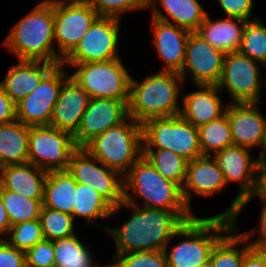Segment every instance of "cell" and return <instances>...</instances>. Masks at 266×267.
Segmentation results:
<instances>
[{"instance_id":"obj_1","label":"cell","mask_w":266,"mask_h":267,"mask_svg":"<svg viewBox=\"0 0 266 267\" xmlns=\"http://www.w3.org/2000/svg\"><path fill=\"white\" fill-rule=\"evenodd\" d=\"M131 209L128 221L119 227L104 226L115 243L113 255H123L142 251H164L174 238V233L183 225L184 221L173 211L142 207L125 201L113 207L111 216L124 209Z\"/></svg>"},{"instance_id":"obj_2","label":"cell","mask_w":266,"mask_h":267,"mask_svg":"<svg viewBox=\"0 0 266 267\" xmlns=\"http://www.w3.org/2000/svg\"><path fill=\"white\" fill-rule=\"evenodd\" d=\"M54 42V1L41 0L14 24L3 45L17 60L60 65Z\"/></svg>"},{"instance_id":"obj_3","label":"cell","mask_w":266,"mask_h":267,"mask_svg":"<svg viewBox=\"0 0 266 267\" xmlns=\"http://www.w3.org/2000/svg\"><path fill=\"white\" fill-rule=\"evenodd\" d=\"M123 183L126 203H135L134 198L138 196L144 199L142 207L171 210L184 222L197 216L186 206L182 189L165 179L144 155L123 176Z\"/></svg>"},{"instance_id":"obj_4","label":"cell","mask_w":266,"mask_h":267,"mask_svg":"<svg viewBox=\"0 0 266 267\" xmlns=\"http://www.w3.org/2000/svg\"><path fill=\"white\" fill-rule=\"evenodd\" d=\"M182 82L179 73L162 70L148 75L141 82L131 78L129 117L142 124L155 117L180 115L178 98Z\"/></svg>"},{"instance_id":"obj_5","label":"cell","mask_w":266,"mask_h":267,"mask_svg":"<svg viewBox=\"0 0 266 267\" xmlns=\"http://www.w3.org/2000/svg\"><path fill=\"white\" fill-rule=\"evenodd\" d=\"M234 226V220L223 216L194 217L174 233L181 241L165 248L167 267H198L209 260L216 243Z\"/></svg>"},{"instance_id":"obj_6","label":"cell","mask_w":266,"mask_h":267,"mask_svg":"<svg viewBox=\"0 0 266 267\" xmlns=\"http://www.w3.org/2000/svg\"><path fill=\"white\" fill-rule=\"evenodd\" d=\"M83 148L106 167L124 176L143 155L142 125L128 117L94 137Z\"/></svg>"},{"instance_id":"obj_7","label":"cell","mask_w":266,"mask_h":267,"mask_svg":"<svg viewBox=\"0 0 266 267\" xmlns=\"http://www.w3.org/2000/svg\"><path fill=\"white\" fill-rule=\"evenodd\" d=\"M141 125L143 149H169L188 161L203 155L198 127L181 115L155 117Z\"/></svg>"},{"instance_id":"obj_8","label":"cell","mask_w":266,"mask_h":267,"mask_svg":"<svg viewBox=\"0 0 266 267\" xmlns=\"http://www.w3.org/2000/svg\"><path fill=\"white\" fill-rule=\"evenodd\" d=\"M63 66L75 71L70 77L89 94L90 98L129 101L132 75L128 73L120 58Z\"/></svg>"},{"instance_id":"obj_9","label":"cell","mask_w":266,"mask_h":267,"mask_svg":"<svg viewBox=\"0 0 266 267\" xmlns=\"http://www.w3.org/2000/svg\"><path fill=\"white\" fill-rule=\"evenodd\" d=\"M251 149L232 145L216 152L213 157L224 174L226 183H240L239 193L223 213V216L237 220L242 201L253 196L258 190L261 157L251 158Z\"/></svg>"},{"instance_id":"obj_10","label":"cell","mask_w":266,"mask_h":267,"mask_svg":"<svg viewBox=\"0 0 266 267\" xmlns=\"http://www.w3.org/2000/svg\"><path fill=\"white\" fill-rule=\"evenodd\" d=\"M78 149L73 135L51 126L29 127L28 163L47 172L68 170L71 155Z\"/></svg>"},{"instance_id":"obj_11","label":"cell","mask_w":266,"mask_h":267,"mask_svg":"<svg viewBox=\"0 0 266 267\" xmlns=\"http://www.w3.org/2000/svg\"><path fill=\"white\" fill-rule=\"evenodd\" d=\"M99 17L87 0L54 1V37L63 61Z\"/></svg>"},{"instance_id":"obj_12","label":"cell","mask_w":266,"mask_h":267,"mask_svg":"<svg viewBox=\"0 0 266 267\" xmlns=\"http://www.w3.org/2000/svg\"><path fill=\"white\" fill-rule=\"evenodd\" d=\"M120 23L119 18L99 16L74 50L62 61V65L105 62L120 58Z\"/></svg>"},{"instance_id":"obj_13","label":"cell","mask_w":266,"mask_h":267,"mask_svg":"<svg viewBox=\"0 0 266 267\" xmlns=\"http://www.w3.org/2000/svg\"><path fill=\"white\" fill-rule=\"evenodd\" d=\"M261 66L264 65L239 51L225 54L222 74L217 84L219 90L222 92L225 88L232 103H260Z\"/></svg>"},{"instance_id":"obj_14","label":"cell","mask_w":266,"mask_h":267,"mask_svg":"<svg viewBox=\"0 0 266 267\" xmlns=\"http://www.w3.org/2000/svg\"><path fill=\"white\" fill-rule=\"evenodd\" d=\"M67 171L77 183L89 185L113 207L124 202L123 176L106 167L84 148H78L71 155Z\"/></svg>"},{"instance_id":"obj_15","label":"cell","mask_w":266,"mask_h":267,"mask_svg":"<svg viewBox=\"0 0 266 267\" xmlns=\"http://www.w3.org/2000/svg\"><path fill=\"white\" fill-rule=\"evenodd\" d=\"M62 64L57 65L28 96L16 104V119L26 126H49L54 105L68 77Z\"/></svg>"},{"instance_id":"obj_16","label":"cell","mask_w":266,"mask_h":267,"mask_svg":"<svg viewBox=\"0 0 266 267\" xmlns=\"http://www.w3.org/2000/svg\"><path fill=\"white\" fill-rule=\"evenodd\" d=\"M225 54L211 46L195 32L187 40L184 65L179 75L183 82L186 75L197 85H217L219 83Z\"/></svg>"},{"instance_id":"obj_17","label":"cell","mask_w":266,"mask_h":267,"mask_svg":"<svg viewBox=\"0 0 266 267\" xmlns=\"http://www.w3.org/2000/svg\"><path fill=\"white\" fill-rule=\"evenodd\" d=\"M129 101L90 98L77 132L73 135L78 148H83L94 137L124 122L128 117Z\"/></svg>"},{"instance_id":"obj_18","label":"cell","mask_w":266,"mask_h":267,"mask_svg":"<svg viewBox=\"0 0 266 267\" xmlns=\"http://www.w3.org/2000/svg\"><path fill=\"white\" fill-rule=\"evenodd\" d=\"M259 103H227L225 113L231 127L234 145L246 147H260L261 156L266 145V117L258 108Z\"/></svg>"},{"instance_id":"obj_19","label":"cell","mask_w":266,"mask_h":267,"mask_svg":"<svg viewBox=\"0 0 266 267\" xmlns=\"http://www.w3.org/2000/svg\"><path fill=\"white\" fill-rule=\"evenodd\" d=\"M226 186L224 174L213 156L202 155L188 161L182 197L190 211L193 212L191 209L192 192L201 197H210L222 192Z\"/></svg>"},{"instance_id":"obj_20","label":"cell","mask_w":266,"mask_h":267,"mask_svg":"<svg viewBox=\"0 0 266 267\" xmlns=\"http://www.w3.org/2000/svg\"><path fill=\"white\" fill-rule=\"evenodd\" d=\"M90 100L89 94L70 76L59 92L50 120L51 127L74 135Z\"/></svg>"},{"instance_id":"obj_21","label":"cell","mask_w":266,"mask_h":267,"mask_svg":"<svg viewBox=\"0 0 266 267\" xmlns=\"http://www.w3.org/2000/svg\"><path fill=\"white\" fill-rule=\"evenodd\" d=\"M151 32L154 38V47L165 67L162 71H173L179 73L185 61L187 40L190 31L151 17Z\"/></svg>"},{"instance_id":"obj_22","label":"cell","mask_w":266,"mask_h":267,"mask_svg":"<svg viewBox=\"0 0 266 267\" xmlns=\"http://www.w3.org/2000/svg\"><path fill=\"white\" fill-rule=\"evenodd\" d=\"M197 91L182 96L180 115L195 127L216 120L225 114L217 85H197Z\"/></svg>"},{"instance_id":"obj_23","label":"cell","mask_w":266,"mask_h":267,"mask_svg":"<svg viewBox=\"0 0 266 267\" xmlns=\"http://www.w3.org/2000/svg\"><path fill=\"white\" fill-rule=\"evenodd\" d=\"M57 65L43 61L18 60L16 65L9 66L8 73L0 85L17 104L34 91Z\"/></svg>"},{"instance_id":"obj_24","label":"cell","mask_w":266,"mask_h":267,"mask_svg":"<svg viewBox=\"0 0 266 267\" xmlns=\"http://www.w3.org/2000/svg\"><path fill=\"white\" fill-rule=\"evenodd\" d=\"M209 17L207 14L195 33L224 54L239 51L247 20L227 16L213 21Z\"/></svg>"},{"instance_id":"obj_25","label":"cell","mask_w":266,"mask_h":267,"mask_svg":"<svg viewBox=\"0 0 266 267\" xmlns=\"http://www.w3.org/2000/svg\"><path fill=\"white\" fill-rule=\"evenodd\" d=\"M47 175V171L31 163L7 165L0 175V185L26 198L43 200Z\"/></svg>"},{"instance_id":"obj_26","label":"cell","mask_w":266,"mask_h":267,"mask_svg":"<svg viewBox=\"0 0 266 267\" xmlns=\"http://www.w3.org/2000/svg\"><path fill=\"white\" fill-rule=\"evenodd\" d=\"M158 2L167 16L157 7ZM148 8H152L150 11L153 18L172 23L190 32H195L207 15V11L198 0H148Z\"/></svg>"},{"instance_id":"obj_27","label":"cell","mask_w":266,"mask_h":267,"mask_svg":"<svg viewBox=\"0 0 266 267\" xmlns=\"http://www.w3.org/2000/svg\"><path fill=\"white\" fill-rule=\"evenodd\" d=\"M77 182L67 170L50 171L44 184L43 206L73 216Z\"/></svg>"},{"instance_id":"obj_28","label":"cell","mask_w":266,"mask_h":267,"mask_svg":"<svg viewBox=\"0 0 266 267\" xmlns=\"http://www.w3.org/2000/svg\"><path fill=\"white\" fill-rule=\"evenodd\" d=\"M29 127L17 119L0 124V157L5 166L28 163Z\"/></svg>"},{"instance_id":"obj_29","label":"cell","mask_w":266,"mask_h":267,"mask_svg":"<svg viewBox=\"0 0 266 267\" xmlns=\"http://www.w3.org/2000/svg\"><path fill=\"white\" fill-rule=\"evenodd\" d=\"M235 225L213 247L209 257L212 267L242 266L244 255L251 247L247 239L237 232ZM240 244L242 247L239 248Z\"/></svg>"},{"instance_id":"obj_30","label":"cell","mask_w":266,"mask_h":267,"mask_svg":"<svg viewBox=\"0 0 266 267\" xmlns=\"http://www.w3.org/2000/svg\"><path fill=\"white\" fill-rule=\"evenodd\" d=\"M53 249L55 267H97L94 254L76 234L53 240Z\"/></svg>"},{"instance_id":"obj_31","label":"cell","mask_w":266,"mask_h":267,"mask_svg":"<svg viewBox=\"0 0 266 267\" xmlns=\"http://www.w3.org/2000/svg\"><path fill=\"white\" fill-rule=\"evenodd\" d=\"M76 202L73 218L86 219L89 225L96 224L95 219L111 217L113 206L89 185L77 183L75 190Z\"/></svg>"},{"instance_id":"obj_32","label":"cell","mask_w":266,"mask_h":267,"mask_svg":"<svg viewBox=\"0 0 266 267\" xmlns=\"http://www.w3.org/2000/svg\"><path fill=\"white\" fill-rule=\"evenodd\" d=\"M143 155L165 179L182 189L186 181L188 160L169 149H143Z\"/></svg>"},{"instance_id":"obj_33","label":"cell","mask_w":266,"mask_h":267,"mask_svg":"<svg viewBox=\"0 0 266 267\" xmlns=\"http://www.w3.org/2000/svg\"><path fill=\"white\" fill-rule=\"evenodd\" d=\"M198 133L203 155L213 156L216 152L234 145L226 113L216 120L199 126Z\"/></svg>"},{"instance_id":"obj_34","label":"cell","mask_w":266,"mask_h":267,"mask_svg":"<svg viewBox=\"0 0 266 267\" xmlns=\"http://www.w3.org/2000/svg\"><path fill=\"white\" fill-rule=\"evenodd\" d=\"M0 197L7 211L11 226L39 219L43 200L26 198L17 192L5 190L1 185Z\"/></svg>"},{"instance_id":"obj_35","label":"cell","mask_w":266,"mask_h":267,"mask_svg":"<svg viewBox=\"0 0 266 267\" xmlns=\"http://www.w3.org/2000/svg\"><path fill=\"white\" fill-rule=\"evenodd\" d=\"M239 52L262 65L266 63V26L259 18L247 21Z\"/></svg>"},{"instance_id":"obj_36","label":"cell","mask_w":266,"mask_h":267,"mask_svg":"<svg viewBox=\"0 0 266 267\" xmlns=\"http://www.w3.org/2000/svg\"><path fill=\"white\" fill-rule=\"evenodd\" d=\"M39 220L45 240H56L76 234L72 215L42 205Z\"/></svg>"},{"instance_id":"obj_37","label":"cell","mask_w":266,"mask_h":267,"mask_svg":"<svg viewBox=\"0 0 266 267\" xmlns=\"http://www.w3.org/2000/svg\"><path fill=\"white\" fill-rule=\"evenodd\" d=\"M7 235L9 239L4 238V240L25 253L36 243L45 240L39 219L11 226Z\"/></svg>"},{"instance_id":"obj_38","label":"cell","mask_w":266,"mask_h":267,"mask_svg":"<svg viewBox=\"0 0 266 267\" xmlns=\"http://www.w3.org/2000/svg\"><path fill=\"white\" fill-rule=\"evenodd\" d=\"M105 267H167L164 251H142L114 255Z\"/></svg>"},{"instance_id":"obj_39","label":"cell","mask_w":266,"mask_h":267,"mask_svg":"<svg viewBox=\"0 0 266 267\" xmlns=\"http://www.w3.org/2000/svg\"><path fill=\"white\" fill-rule=\"evenodd\" d=\"M99 16L121 19L125 12L148 9V0H87Z\"/></svg>"},{"instance_id":"obj_40","label":"cell","mask_w":266,"mask_h":267,"mask_svg":"<svg viewBox=\"0 0 266 267\" xmlns=\"http://www.w3.org/2000/svg\"><path fill=\"white\" fill-rule=\"evenodd\" d=\"M53 241L36 243L25 253L26 267H55Z\"/></svg>"},{"instance_id":"obj_41","label":"cell","mask_w":266,"mask_h":267,"mask_svg":"<svg viewBox=\"0 0 266 267\" xmlns=\"http://www.w3.org/2000/svg\"><path fill=\"white\" fill-rule=\"evenodd\" d=\"M253 198H259V200L262 201L263 204L260 214V220H259L260 222L258 229L256 228L250 229L249 231L241 232L240 234L243 235L245 239H247L248 244L252 249L255 250L266 249V198H264L263 196H250L246 198L245 200L242 201L238 215L240 214V212H242L243 208H245V206L250 201H252ZM256 231L259 233V237L255 238V240L251 242L250 240L251 238H253V233L255 234Z\"/></svg>"},{"instance_id":"obj_42","label":"cell","mask_w":266,"mask_h":267,"mask_svg":"<svg viewBox=\"0 0 266 267\" xmlns=\"http://www.w3.org/2000/svg\"><path fill=\"white\" fill-rule=\"evenodd\" d=\"M220 7L228 17L238 18L242 20L251 21L252 11L254 8V0H217ZM252 18V19H251Z\"/></svg>"},{"instance_id":"obj_43","label":"cell","mask_w":266,"mask_h":267,"mask_svg":"<svg viewBox=\"0 0 266 267\" xmlns=\"http://www.w3.org/2000/svg\"><path fill=\"white\" fill-rule=\"evenodd\" d=\"M0 267H26L25 252L0 240Z\"/></svg>"},{"instance_id":"obj_44","label":"cell","mask_w":266,"mask_h":267,"mask_svg":"<svg viewBox=\"0 0 266 267\" xmlns=\"http://www.w3.org/2000/svg\"><path fill=\"white\" fill-rule=\"evenodd\" d=\"M16 120V104L5 93L0 85V124L10 123Z\"/></svg>"},{"instance_id":"obj_45","label":"cell","mask_w":266,"mask_h":267,"mask_svg":"<svg viewBox=\"0 0 266 267\" xmlns=\"http://www.w3.org/2000/svg\"><path fill=\"white\" fill-rule=\"evenodd\" d=\"M241 267H266V262L257 250L251 248L244 255Z\"/></svg>"},{"instance_id":"obj_46","label":"cell","mask_w":266,"mask_h":267,"mask_svg":"<svg viewBox=\"0 0 266 267\" xmlns=\"http://www.w3.org/2000/svg\"><path fill=\"white\" fill-rule=\"evenodd\" d=\"M253 196L266 198V159H261L259 168L258 190Z\"/></svg>"},{"instance_id":"obj_47","label":"cell","mask_w":266,"mask_h":267,"mask_svg":"<svg viewBox=\"0 0 266 267\" xmlns=\"http://www.w3.org/2000/svg\"><path fill=\"white\" fill-rule=\"evenodd\" d=\"M10 227L11 223L7 211L5 209V206L3 205L0 197V240H3L2 237L9 232Z\"/></svg>"},{"instance_id":"obj_48","label":"cell","mask_w":266,"mask_h":267,"mask_svg":"<svg viewBox=\"0 0 266 267\" xmlns=\"http://www.w3.org/2000/svg\"><path fill=\"white\" fill-rule=\"evenodd\" d=\"M198 267H212L211 260H207L205 263L200 264Z\"/></svg>"},{"instance_id":"obj_49","label":"cell","mask_w":266,"mask_h":267,"mask_svg":"<svg viewBox=\"0 0 266 267\" xmlns=\"http://www.w3.org/2000/svg\"><path fill=\"white\" fill-rule=\"evenodd\" d=\"M263 257L266 262V249L257 250Z\"/></svg>"},{"instance_id":"obj_50","label":"cell","mask_w":266,"mask_h":267,"mask_svg":"<svg viewBox=\"0 0 266 267\" xmlns=\"http://www.w3.org/2000/svg\"><path fill=\"white\" fill-rule=\"evenodd\" d=\"M6 166H5V164L3 163V161H2V159H1V157H0V175H1V173H2V170L5 168Z\"/></svg>"},{"instance_id":"obj_51","label":"cell","mask_w":266,"mask_h":267,"mask_svg":"<svg viewBox=\"0 0 266 267\" xmlns=\"http://www.w3.org/2000/svg\"><path fill=\"white\" fill-rule=\"evenodd\" d=\"M260 157H261V159H266V145H265V148H264V152Z\"/></svg>"},{"instance_id":"obj_52","label":"cell","mask_w":266,"mask_h":267,"mask_svg":"<svg viewBox=\"0 0 266 267\" xmlns=\"http://www.w3.org/2000/svg\"><path fill=\"white\" fill-rule=\"evenodd\" d=\"M43 1H52L53 2V1H59V0H43Z\"/></svg>"}]
</instances>
